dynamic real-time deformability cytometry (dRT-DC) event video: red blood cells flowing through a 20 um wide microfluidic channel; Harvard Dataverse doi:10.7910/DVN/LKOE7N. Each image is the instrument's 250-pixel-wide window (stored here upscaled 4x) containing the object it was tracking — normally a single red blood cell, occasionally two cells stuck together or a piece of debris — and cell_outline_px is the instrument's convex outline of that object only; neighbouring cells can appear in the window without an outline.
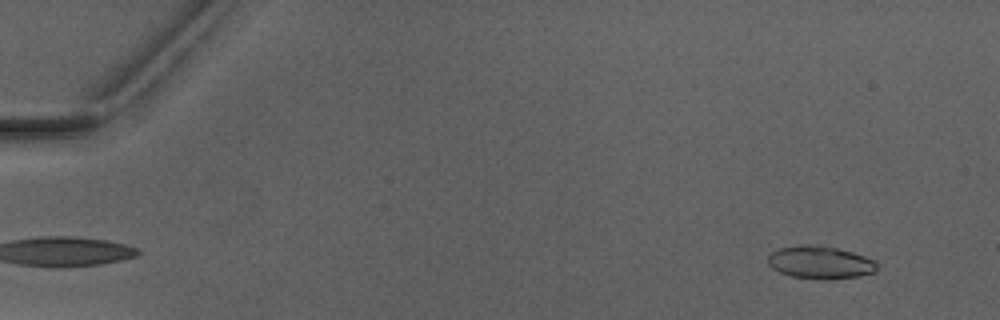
{"species": "Egyptian fruit bat (a non-hibernating species)", "species_latin": "Rousettus aegyptiacus", "temperature_condition": "warm", "stored_images_in_passage": 6, "camera_frame_rate_fps": 3000, "um_per_image_px": 0.085, "animal": {"sex": "male"}, "frame": {"image": 1, "passage_image": 2, "time_ms": 1.333, "image_size_px": [1000, 320], "cell_outline_px": [[876, 272], [860, 276], [832, 280], [816, 280], [792, 276], [780, 272], [772, 268], [768, 264], [768, 256], [776, 248], [808, 244], [836, 248], [852, 252], [864, 256], [872, 260], [876, 264]], "centroid_in_image_um": [69.69, 22.32], "position_along_channel_um": 15.3, "area_um2": 20.92}}
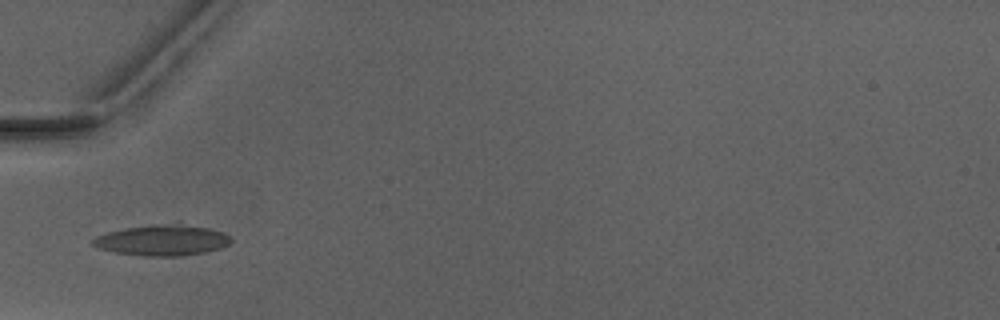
{"frame": {"image": 2, "passage_image": 6, "time_ms": 6.0, "image_size_px": [1000, 320], "cell_outline_px": [[232, 240], [228, 244], [220, 248], [204, 252], [180, 256], [144, 256], [116, 252], [96, 248], [92, 244], [92, 240], [96, 236], [108, 232], [128, 228], [176, 220], [180, 220], [224, 232]], "centroid_in_image_um": [13.84, 20.37], "position_along_channel_um": 71.2, "area_um2": 25.43}}